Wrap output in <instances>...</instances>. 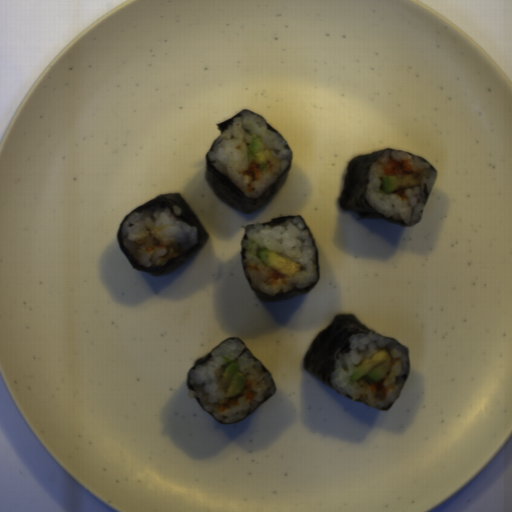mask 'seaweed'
<instances>
[{"mask_svg": "<svg viewBox=\"0 0 512 512\" xmlns=\"http://www.w3.org/2000/svg\"><path fill=\"white\" fill-rule=\"evenodd\" d=\"M369 333L379 334L385 339L392 340L406 349L409 358V367L408 373L403 376L405 384L410 376L411 367L408 348L393 337H386L372 331L350 313L336 314L330 324L315 336L302 359V366L313 377L335 390L331 383V374L334 371V362L337 356L341 353H349L351 348L349 338L352 335Z\"/></svg>", "mask_w": 512, "mask_h": 512, "instance_id": "obj_1", "label": "seaweed"}, {"mask_svg": "<svg viewBox=\"0 0 512 512\" xmlns=\"http://www.w3.org/2000/svg\"><path fill=\"white\" fill-rule=\"evenodd\" d=\"M392 406H393V403H392V404H390L387 408H376V407H373V408H376V409H378V410H381V411H384V412H385V411H389V410H390V408H391Z\"/></svg>", "mask_w": 512, "mask_h": 512, "instance_id": "obj_7", "label": "seaweed"}, {"mask_svg": "<svg viewBox=\"0 0 512 512\" xmlns=\"http://www.w3.org/2000/svg\"><path fill=\"white\" fill-rule=\"evenodd\" d=\"M249 111L252 114L263 118L261 115L249 110V109H241L238 113L230 117L229 119L225 120L222 123L216 124L217 129L220 130V135L224 130L228 128L229 125L233 123V120L235 117L240 116L241 112L243 111ZM264 119V118H263ZM265 120V119H264ZM268 130L271 132H277L287 143L286 149H291L288 141L283 136V134L276 129H274L266 120ZM219 135V136H220ZM217 137V139L219 138ZM216 139V140H217ZM216 140L213 142L211 148L209 151L212 150ZM209 151L206 155V161H205V169H204V175L207 183L209 184L211 190L216 194V196L234 208L235 210L242 212L244 214H252L254 212L259 211L264 206H266L268 203H270L273 198L278 194V192L282 189L289 173L292 168L293 163V152L291 156V166L287 169V171L278 179L276 180L266 191L265 193L258 199H249L246 197L231 181H229L222 173H220L216 168L211 166L209 161Z\"/></svg>", "mask_w": 512, "mask_h": 512, "instance_id": "obj_3", "label": "seaweed"}, {"mask_svg": "<svg viewBox=\"0 0 512 512\" xmlns=\"http://www.w3.org/2000/svg\"><path fill=\"white\" fill-rule=\"evenodd\" d=\"M385 151H397L418 157L431 167L436 176L438 175L437 169L426 158L421 155H415L402 150L384 149L371 152L369 154L356 155L346 166V171L342 178L344 185L338 197V204L340 209L343 211L354 212L357 214L358 221L361 219H380L386 222L395 223L404 228L410 227L404 224L401 220L394 219L392 216L384 217L383 214L378 213L372 208L365 197L370 166Z\"/></svg>", "mask_w": 512, "mask_h": 512, "instance_id": "obj_2", "label": "seaweed"}, {"mask_svg": "<svg viewBox=\"0 0 512 512\" xmlns=\"http://www.w3.org/2000/svg\"><path fill=\"white\" fill-rule=\"evenodd\" d=\"M230 339H236V340H238L240 343H242V344L245 346V347H244V349H243V351L241 352V354H243V353H249L250 355H252L256 360H258V361L261 363V365H262V367H263V371H265V372L270 376V378H271V380H272V383H273V385H274V393H273L272 395H270L269 397H267V399H266L264 402H262L258 407H256L253 411H251L247 416H245L244 418H242V419H240V420H237V421L231 422V423H224V422H222V421L218 420L217 418H215L212 414H210V413H209V412H208V411H207V410L202 406V404H201L198 400H196V399L194 398V399H195V401L198 403V405H199L201 408H203V409H204L208 414H210V415H211V416H212V417H213V418H214V419H215L219 424H224V425H231V424H235V423H238V422H242V421H243V420H245L247 417H249L250 415H252V414H253V413H254V412H255V411H256L260 406H262L265 402H267V401H268L271 397H273V396L276 394V392H277V390H276V386H275V382H274V378H273V375H272V374H271V373L266 369V367L263 365V363H262V362L257 358V356H256V355H255V354L250 350V348H249V347L244 343V341H243L242 339L237 338V337L226 338V339H225L224 341H222L221 343H219V344L215 345V346L213 347V349H212L209 353H207L206 355H204L203 357L199 358L198 360H196V361L193 363V366H192V367H190V369L188 370L187 375H186V383H187V387L189 388V390H190V391L194 390L193 386H192V385H191V383H190V375H189V371H190L191 369L196 368V366H197V365H200V366H201V365L207 364V362H208L209 360H211V359H212V352H213V351H214L218 346H220L223 342H225L226 340H230ZM241 354H240V355H241Z\"/></svg>", "mask_w": 512, "mask_h": 512, "instance_id": "obj_6", "label": "seaweed"}, {"mask_svg": "<svg viewBox=\"0 0 512 512\" xmlns=\"http://www.w3.org/2000/svg\"><path fill=\"white\" fill-rule=\"evenodd\" d=\"M161 206V207H170L172 208L174 205L180 206L182 214L179 216V218L186 223L187 225H192L196 227L197 233H198V243L197 246L190 249L189 251L185 252L179 257L170 258L166 265H160V266H153V267H143L137 264L133 261L130 254L126 250L125 246L123 245L121 238H120V227L122 223L127 219L128 216L133 214L134 212L138 210L145 209L147 207H153V206ZM208 234L206 230L204 229L203 225L195 215L192 208L188 205V203L182 198V196L179 193H167V194H159L156 197L150 199L140 207L132 210L130 213H128L122 220L117 233V239L118 244L131 264L133 268L136 270L143 271L151 276L156 277H162L171 273H174L176 270H178L182 265H184L188 260H190L194 255H196L200 250H202L207 241H208Z\"/></svg>", "mask_w": 512, "mask_h": 512, "instance_id": "obj_4", "label": "seaweed"}, {"mask_svg": "<svg viewBox=\"0 0 512 512\" xmlns=\"http://www.w3.org/2000/svg\"><path fill=\"white\" fill-rule=\"evenodd\" d=\"M292 218H300L302 223H303V226H304V230H307L310 237H311V240H312V244H313V248H314V254H315V260H316V274H317V279L315 281V283H313L312 285L310 286H306V287H303V288H299V289H295L293 291H290V292H281V293H278L276 294L275 296H267L265 294H262L261 292H259L258 290H256L249 282L246 274H245V271H244V267H243V259L245 258L244 257V254H245V249H243L242 247V243L244 240H247L248 236L246 234V228L247 226H255L256 224L255 223H251V224H247L245 229H244V235H243V238H242V241H241V250H240V257H241V264H242V268H243V272H244V276L247 280V283L253 293V295L260 301V302H263V303H276V302H279V301H283V300H287V299H292V298H296V297H299V296H303V295H307L313 288L316 287L318 281H319V276H320V266H319V255H318V247H317V243L311 233V230L306 222V220L301 216V215H287V216H283V217H278V218H273L271 219L269 222H263L261 223L263 226H271V227H277L279 226L280 224H282L284 221L286 220H289V219H292Z\"/></svg>", "mask_w": 512, "mask_h": 512, "instance_id": "obj_5", "label": "seaweed"}]
</instances>
